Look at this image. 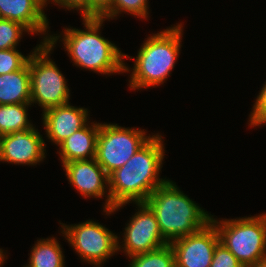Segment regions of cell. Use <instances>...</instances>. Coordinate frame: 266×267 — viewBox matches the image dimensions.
Segmentation results:
<instances>
[{
    "label": "cell",
    "mask_w": 266,
    "mask_h": 267,
    "mask_svg": "<svg viewBox=\"0 0 266 267\" xmlns=\"http://www.w3.org/2000/svg\"><path fill=\"white\" fill-rule=\"evenodd\" d=\"M161 135L143 145L122 167L108 176L109 190L104 212L110 215L131 201L145 202L150 194L168 179L159 178L164 159Z\"/></svg>",
    "instance_id": "6da1fadb"
},
{
    "label": "cell",
    "mask_w": 266,
    "mask_h": 267,
    "mask_svg": "<svg viewBox=\"0 0 266 267\" xmlns=\"http://www.w3.org/2000/svg\"><path fill=\"white\" fill-rule=\"evenodd\" d=\"M210 267H244L222 243H218Z\"/></svg>",
    "instance_id": "603a6c76"
},
{
    "label": "cell",
    "mask_w": 266,
    "mask_h": 267,
    "mask_svg": "<svg viewBox=\"0 0 266 267\" xmlns=\"http://www.w3.org/2000/svg\"><path fill=\"white\" fill-rule=\"evenodd\" d=\"M37 241L31 250L28 267H64L63 251L55 238Z\"/></svg>",
    "instance_id": "e0dca14e"
},
{
    "label": "cell",
    "mask_w": 266,
    "mask_h": 267,
    "mask_svg": "<svg viewBox=\"0 0 266 267\" xmlns=\"http://www.w3.org/2000/svg\"><path fill=\"white\" fill-rule=\"evenodd\" d=\"M104 21L103 18H85V31L66 28L62 38L64 48L75 66L108 75L129 72L128 66L123 63V57L128 56L100 35Z\"/></svg>",
    "instance_id": "3957f363"
},
{
    "label": "cell",
    "mask_w": 266,
    "mask_h": 267,
    "mask_svg": "<svg viewBox=\"0 0 266 267\" xmlns=\"http://www.w3.org/2000/svg\"><path fill=\"white\" fill-rule=\"evenodd\" d=\"M249 120V125L252 127L260 126L266 123V82L263 85L259 95L253 105Z\"/></svg>",
    "instance_id": "cb8c5ba5"
},
{
    "label": "cell",
    "mask_w": 266,
    "mask_h": 267,
    "mask_svg": "<svg viewBox=\"0 0 266 267\" xmlns=\"http://www.w3.org/2000/svg\"><path fill=\"white\" fill-rule=\"evenodd\" d=\"M128 267H175L174 252L170 244L130 257Z\"/></svg>",
    "instance_id": "d6986e66"
},
{
    "label": "cell",
    "mask_w": 266,
    "mask_h": 267,
    "mask_svg": "<svg viewBox=\"0 0 266 267\" xmlns=\"http://www.w3.org/2000/svg\"><path fill=\"white\" fill-rule=\"evenodd\" d=\"M87 117V109L67 103L45 110L42 120L48 139L58 146L75 131L83 128L87 124Z\"/></svg>",
    "instance_id": "4fadbf2b"
},
{
    "label": "cell",
    "mask_w": 266,
    "mask_h": 267,
    "mask_svg": "<svg viewBox=\"0 0 266 267\" xmlns=\"http://www.w3.org/2000/svg\"><path fill=\"white\" fill-rule=\"evenodd\" d=\"M45 5L46 0H0V19L19 22L30 33L46 35L49 26Z\"/></svg>",
    "instance_id": "5bb4252c"
},
{
    "label": "cell",
    "mask_w": 266,
    "mask_h": 267,
    "mask_svg": "<svg viewBox=\"0 0 266 267\" xmlns=\"http://www.w3.org/2000/svg\"><path fill=\"white\" fill-rule=\"evenodd\" d=\"M153 136L144 130L118 124H101L97 136L95 159L109 176L122 167Z\"/></svg>",
    "instance_id": "52a82bcc"
},
{
    "label": "cell",
    "mask_w": 266,
    "mask_h": 267,
    "mask_svg": "<svg viewBox=\"0 0 266 267\" xmlns=\"http://www.w3.org/2000/svg\"><path fill=\"white\" fill-rule=\"evenodd\" d=\"M91 124L90 126L87 123L83 128L75 131L58 145L60 159L63 164L95 158L100 123L93 122Z\"/></svg>",
    "instance_id": "9a60e30c"
},
{
    "label": "cell",
    "mask_w": 266,
    "mask_h": 267,
    "mask_svg": "<svg viewBox=\"0 0 266 267\" xmlns=\"http://www.w3.org/2000/svg\"><path fill=\"white\" fill-rule=\"evenodd\" d=\"M4 258H6L5 257V255L3 254V249H0V267L2 266V264L4 263Z\"/></svg>",
    "instance_id": "83f0119b"
},
{
    "label": "cell",
    "mask_w": 266,
    "mask_h": 267,
    "mask_svg": "<svg viewBox=\"0 0 266 267\" xmlns=\"http://www.w3.org/2000/svg\"><path fill=\"white\" fill-rule=\"evenodd\" d=\"M145 203L155 214L161 234L168 243L195 233L211 222L212 216L170 180L157 187Z\"/></svg>",
    "instance_id": "7a4b0ae2"
},
{
    "label": "cell",
    "mask_w": 266,
    "mask_h": 267,
    "mask_svg": "<svg viewBox=\"0 0 266 267\" xmlns=\"http://www.w3.org/2000/svg\"><path fill=\"white\" fill-rule=\"evenodd\" d=\"M25 31L29 34V30L19 22L0 19V50L16 48Z\"/></svg>",
    "instance_id": "44dd1931"
},
{
    "label": "cell",
    "mask_w": 266,
    "mask_h": 267,
    "mask_svg": "<svg viewBox=\"0 0 266 267\" xmlns=\"http://www.w3.org/2000/svg\"><path fill=\"white\" fill-rule=\"evenodd\" d=\"M31 103L28 63L19 70L0 75V105Z\"/></svg>",
    "instance_id": "2e32d148"
},
{
    "label": "cell",
    "mask_w": 266,
    "mask_h": 267,
    "mask_svg": "<svg viewBox=\"0 0 266 267\" xmlns=\"http://www.w3.org/2000/svg\"><path fill=\"white\" fill-rule=\"evenodd\" d=\"M138 212L125 227L122 249L128 257L158 249L168 242L163 238L155 214L145 202L135 203Z\"/></svg>",
    "instance_id": "9c48e42d"
},
{
    "label": "cell",
    "mask_w": 266,
    "mask_h": 267,
    "mask_svg": "<svg viewBox=\"0 0 266 267\" xmlns=\"http://www.w3.org/2000/svg\"><path fill=\"white\" fill-rule=\"evenodd\" d=\"M219 242L212 222L195 233L175 239L169 243L174 252L175 267H210Z\"/></svg>",
    "instance_id": "30bf717a"
},
{
    "label": "cell",
    "mask_w": 266,
    "mask_h": 267,
    "mask_svg": "<svg viewBox=\"0 0 266 267\" xmlns=\"http://www.w3.org/2000/svg\"><path fill=\"white\" fill-rule=\"evenodd\" d=\"M251 267H266V259L259 261L254 266Z\"/></svg>",
    "instance_id": "4316f807"
},
{
    "label": "cell",
    "mask_w": 266,
    "mask_h": 267,
    "mask_svg": "<svg viewBox=\"0 0 266 267\" xmlns=\"http://www.w3.org/2000/svg\"><path fill=\"white\" fill-rule=\"evenodd\" d=\"M59 36H45L28 60L30 71L31 104L39 103L43 111L69 103L70 90L55 62L49 59Z\"/></svg>",
    "instance_id": "5b68a950"
},
{
    "label": "cell",
    "mask_w": 266,
    "mask_h": 267,
    "mask_svg": "<svg viewBox=\"0 0 266 267\" xmlns=\"http://www.w3.org/2000/svg\"><path fill=\"white\" fill-rule=\"evenodd\" d=\"M29 58L30 55L25 57L16 48L0 50V75L22 69Z\"/></svg>",
    "instance_id": "7402d4cb"
},
{
    "label": "cell",
    "mask_w": 266,
    "mask_h": 267,
    "mask_svg": "<svg viewBox=\"0 0 266 267\" xmlns=\"http://www.w3.org/2000/svg\"><path fill=\"white\" fill-rule=\"evenodd\" d=\"M72 186L86 197L102 198L109 186L108 175L95 158L62 164ZM105 186H107L105 188Z\"/></svg>",
    "instance_id": "7c38bea8"
},
{
    "label": "cell",
    "mask_w": 266,
    "mask_h": 267,
    "mask_svg": "<svg viewBox=\"0 0 266 267\" xmlns=\"http://www.w3.org/2000/svg\"><path fill=\"white\" fill-rule=\"evenodd\" d=\"M44 148V139L35 127L0 136V159L3 162L36 165L45 158Z\"/></svg>",
    "instance_id": "8fae6325"
},
{
    "label": "cell",
    "mask_w": 266,
    "mask_h": 267,
    "mask_svg": "<svg viewBox=\"0 0 266 267\" xmlns=\"http://www.w3.org/2000/svg\"><path fill=\"white\" fill-rule=\"evenodd\" d=\"M113 0H89V18H101L112 6Z\"/></svg>",
    "instance_id": "484cf974"
},
{
    "label": "cell",
    "mask_w": 266,
    "mask_h": 267,
    "mask_svg": "<svg viewBox=\"0 0 266 267\" xmlns=\"http://www.w3.org/2000/svg\"><path fill=\"white\" fill-rule=\"evenodd\" d=\"M211 222L219 235V241L244 267L254 266L266 259V213L239 219Z\"/></svg>",
    "instance_id": "8992f818"
},
{
    "label": "cell",
    "mask_w": 266,
    "mask_h": 267,
    "mask_svg": "<svg viewBox=\"0 0 266 267\" xmlns=\"http://www.w3.org/2000/svg\"><path fill=\"white\" fill-rule=\"evenodd\" d=\"M182 32L180 23L147 38L135 58L131 89L158 86L166 80L180 53Z\"/></svg>",
    "instance_id": "277c9868"
},
{
    "label": "cell",
    "mask_w": 266,
    "mask_h": 267,
    "mask_svg": "<svg viewBox=\"0 0 266 267\" xmlns=\"http://www.w3.org/2000/svg\"><path fill=\"white\" fill-rule=\"evenodd\" d=\"M30 105L31 103L0 105V136L33 128L27 117Z\"/></svg>",
    "instance_id": "ac0fdd59"
},
{
    "label": "cell",
    "mask_w": 266,
    "mask_h": 267,
    "mask_svg": "<svg viewBox=\"0 0 266 267\" xmlns=\"http://www.w3.org/2000/svg\"><path fill=\"white\" fill-rule=\"evenodd\" d=\"M47 1L46 0V5H47ZM53 3L55 2V4L57 3V5H61V7L67 8V9H76V10H80L81 12V16L83 19L85 18H89V0H51Z\"/></svg>",
    "instance_id": "d4e9b609"
},
{
    "label": "cell",
    "mask_w": 266,
    "mask_h": 267,
    "mask_svg": "<svg viewBox=\"0 0 266 267\" xmlns=\"http://www.w3.org/2000/svg\"><path fill=\"white\" fill-rule=\"evenodd\" d=\"M147 0H113L111 8L101 17L103 19H113L121 12H127L138 18L148 17Z\"/></svg>",
    "instance_id": "ffe728a7"
},
{
    "label": "cell",
    "mask_w": 266,
    "mask_h": 267,
    "mask_svg": "<svg viewBox=\"0 0 266 267\" xmlns=\"http://www.w3.org/2000/svg\"><path fill=\"white\" fill-rule=\"evenodd\" d=\"M61 227L62 234L83 261L97 267L122 248L118 236L97 222L87 220L77 225L62 224Z\"/></svg>",
    "instance_id": "ba28073f"
}]
</instances>
